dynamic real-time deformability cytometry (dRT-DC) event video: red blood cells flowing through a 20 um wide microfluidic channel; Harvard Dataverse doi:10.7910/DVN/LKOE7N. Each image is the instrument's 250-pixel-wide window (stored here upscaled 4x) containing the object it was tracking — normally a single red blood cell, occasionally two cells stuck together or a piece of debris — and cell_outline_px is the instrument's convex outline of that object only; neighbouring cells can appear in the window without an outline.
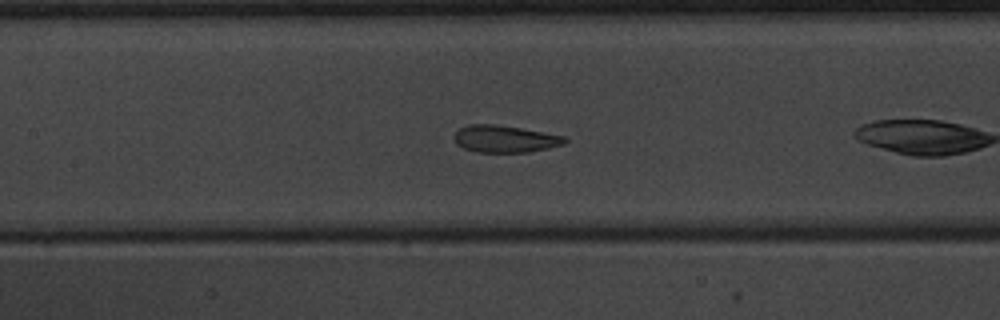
{"species": "common noctule bat (a hibernating species)", "species_latin": "Nyctalus noctula", "temperature_condition": "warm", "stored_images_in_passage": 37, "camera_frame_rate_fps": 3000, "um_per_image_px": 0.085, "animal": {"sex": "male", "body_mass_g": 20.1, "forearm_length_mm": 53.5}, "frame": {"image": 1, "passage_image": 9, "time_ms": 2.667, "image_size_px": [1000, 320], "cell_outline_px": [[568, 140], [564, 144], [548, 148], [528, 152], [476, 152], [464, 148], [456, 144], [452, 136], [460, 128], [468, 124], [492, 124], [520, 128], [544, 132], [564, 136]], "centroid_in_image_um": [42.89, 11.81], "position_along_channel_um": 164.5, "area_um2": 17.46}}
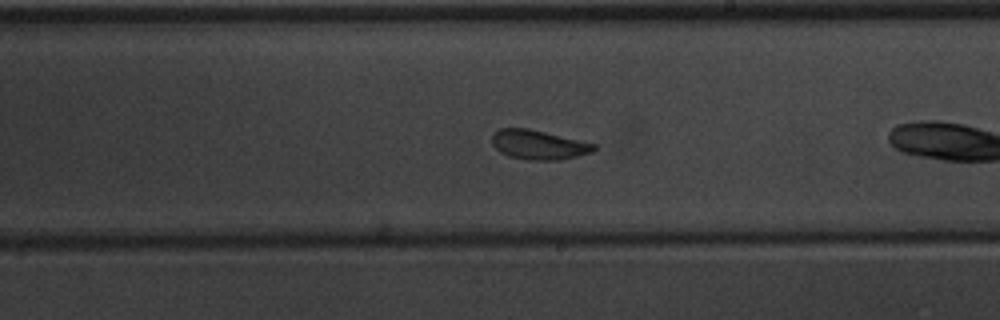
{"frame": {"image": 2, "passage_image": 15, "time_ms": 4.667, "image_size_px": [1000, 320], "cell_outline_px": [[596, 148], [592, 152], [560, 160], [528, 160], [508, 156], [500, 152], [492, 144], [492, 136], [500, 128], [528, 128], [596, 144]], "centroid_in_image_um": [45.77, 12.31], "position_along_channel_um": 243.2, "area_um2": 17.34}}
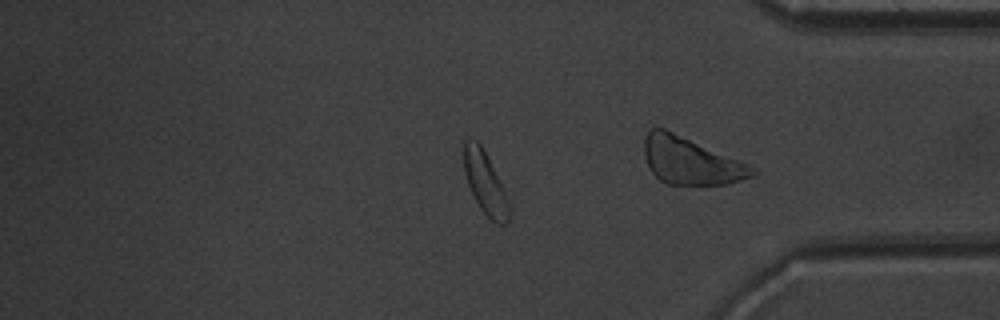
{"frame": {"image": 3, "passage_image": 28, "time_ms": 9.0, "image_size_px": [1000, 320], "cell_outline_px": [[512, 212], [508, 220], [504, 224], [496, 224], [480, 208], [468, 184], [464, 172], [464, 140], [476, 140], [480, 144], [500, 184]], "centroid_in_image_um": [41.22, 15.6], "position_along_channel_um": 394.0, "area_um2": 15.61}, "authors_computed_cell_mechanics": {"area_um2": 18.0914, "velocity_mm_per_s": 3.9515, "shape_relaxation_time_tau1_ms": 1.3114, "shape_relaxation_time_tau2_ms": 0.848, "deformation_change_tau1": 0.0887, "deformation_change_tau2": 0.0581}}